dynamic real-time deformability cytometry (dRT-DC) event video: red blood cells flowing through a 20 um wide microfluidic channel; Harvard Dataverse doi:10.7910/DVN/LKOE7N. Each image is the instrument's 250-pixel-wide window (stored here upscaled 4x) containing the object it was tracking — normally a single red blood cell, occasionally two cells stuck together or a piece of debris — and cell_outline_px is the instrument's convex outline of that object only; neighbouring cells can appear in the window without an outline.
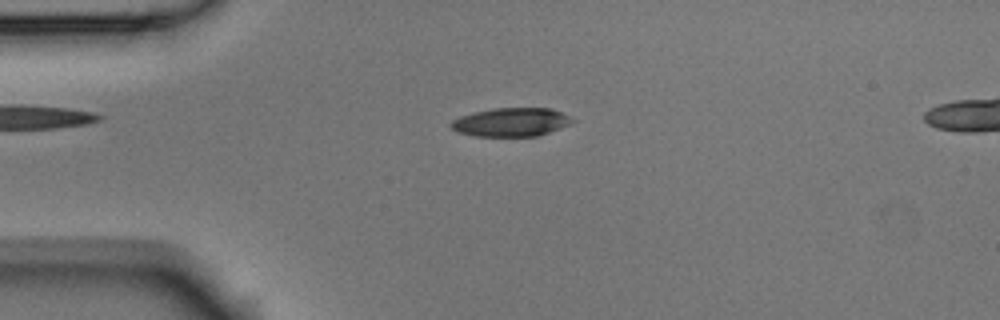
{"species": "Egyptian fruit bat (a non-hibernating species)", "species_latin": "Rousettus aegyptiacus", "temperature_condition": "room temperature", "stored_images_in_passage": 5, "camera_frame_rate_fps": 3000, "um_per_image_px": 0.085, "animal": {"sex": "male"}, "frame": {"image": 1, "passage_image": 4, "time_ms": 1.0, "image_size_px": [1000, 320], "cell_outline_px": [[576, 120], [560, 128], [536, 136], [476, 136], [460, 132], [452, 128], [448, 124], [452, 120], [460, 116], [472, 112], [492, 108], [552, 108]], "centroid_in_image_um": [43.41, 10.37], "position_along_channel_um": 41.6, "area_um2": 20.11}}